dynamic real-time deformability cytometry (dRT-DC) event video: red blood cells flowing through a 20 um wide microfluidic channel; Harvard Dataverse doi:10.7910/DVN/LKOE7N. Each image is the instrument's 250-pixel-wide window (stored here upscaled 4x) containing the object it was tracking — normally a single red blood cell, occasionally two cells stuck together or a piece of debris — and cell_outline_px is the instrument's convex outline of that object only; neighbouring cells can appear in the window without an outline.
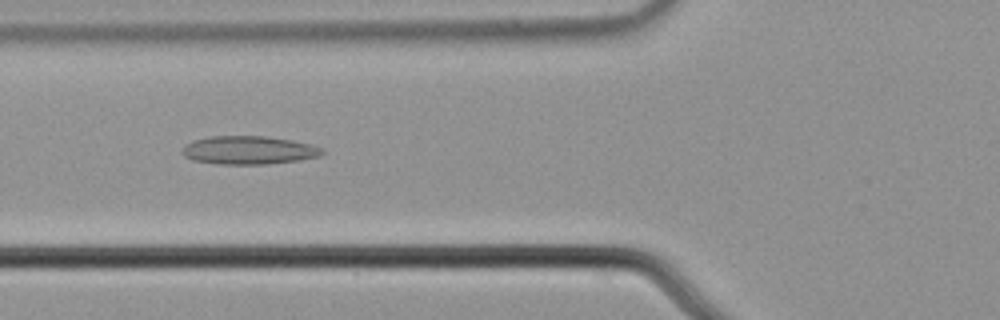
{"species": "common noctule bat (a hibernating species)", "species_latin": "Nyctalus noctula", "temperature_condition": "cold", "stored_images_in_passage": 6, "camera_frame_rate_fps": 3000, "um_per_image_px": 0.085, "animal": {"sex": "male", "body_mass_g": 21.5, "forearm_length_mm": 52.0}, "frame": {"image": 1, "passage_image": 6, "time_ms": 1.667, "image_size_px": [1000, 320], "cell_outline_px": [[324, 152], [320, 156], [300, 160], [268, 164], [220, 164], [192, 160], [184, 156], [180, 152], [192, 140], [212, 136], [264, 136], [292, 140], [312, 144], [324, 148]], "centroid_in_image_um": [21.18, 12.76], "position_along_channel_um": 104.6, "area_um2": 23.18}}